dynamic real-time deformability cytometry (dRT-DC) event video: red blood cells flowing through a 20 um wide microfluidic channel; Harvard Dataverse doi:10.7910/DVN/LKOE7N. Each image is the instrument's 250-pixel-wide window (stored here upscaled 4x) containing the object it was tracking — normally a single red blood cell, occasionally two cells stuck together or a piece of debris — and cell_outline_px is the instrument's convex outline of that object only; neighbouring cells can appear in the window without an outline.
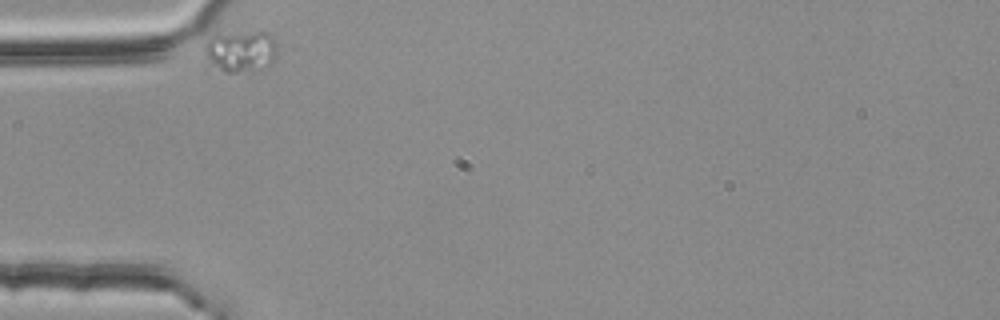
{"species": "common noctule bat (a hibernating species)", "species_latin": "Nyctalus noctula", "temperature_condition": "room temperature", "stored_images_in_passage": 36, "camera_frame_rate_fps": 3000, "um_per_image_px": 0.085, "animal": {"sex": "female", "body_mass_g": 25.1}, "frame": {"image": 1, "passage_image": 1, "time_ms": 0.0, "image_size_px": [1000, 320], "cell_outline_px": [[276, 56], [264, 68], [252, 72], [208, 72], [204, 52], [204, 44], [212, 36], [252, 32], [264, 32], [276, 40]], "centroid_in_image_um": [20.36, 4.44], "position_along_channel_um": 64.6, "area_um2": 18.09}}